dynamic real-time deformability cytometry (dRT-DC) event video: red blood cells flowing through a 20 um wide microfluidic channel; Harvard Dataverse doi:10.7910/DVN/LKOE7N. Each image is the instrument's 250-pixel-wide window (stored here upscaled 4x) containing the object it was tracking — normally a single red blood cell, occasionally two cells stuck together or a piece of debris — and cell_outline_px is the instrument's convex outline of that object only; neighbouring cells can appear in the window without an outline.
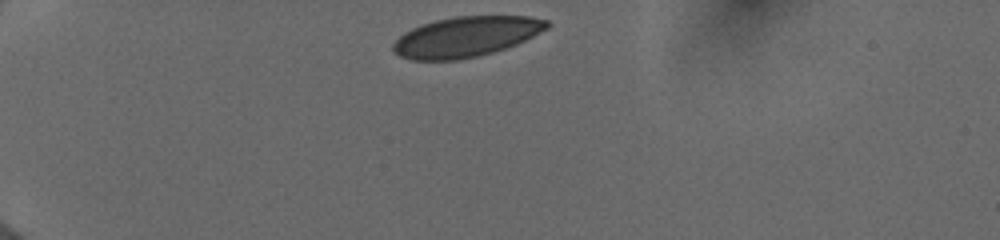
{"species": "human", "species_latin": "Homo sapiens", "temperature_condition": "cold", "stored_images_in_passage": 36, "camera_frame_rate_fps": 3000, "um_per_image_px": 0.085, "donor": {"sex": "female"}, "frame": {"image": 1, "passage_image": 1, "time_ms": 0.0, "image_size_px": [1000, 240], "cell_outline_px": [[552, 24], [548, 28], [516, 44], [492, 52], [476, 56], [456, 60], [412, 60], [400, 56], [392, 48], [392, 44], [404, 32], [412, 28], [436, 20], [456, 16], [528, 16], [548, 20]], "centroid_in_image_um": [39.62, 3.11], "position_along_channel_um": 45.4, "area_um2": 35.78}}
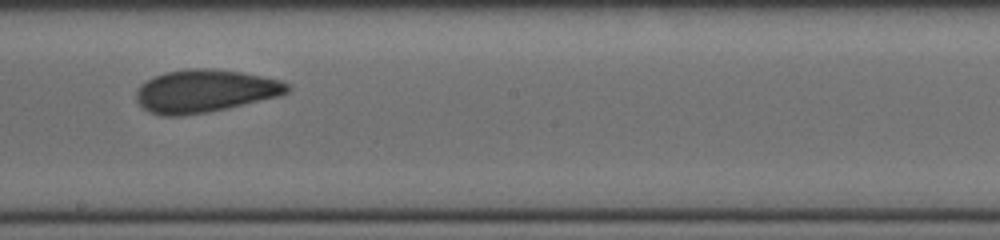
{"frame": {"image": 2, "passage_image": 19, "time_ms": 6.0, "image_size_px": [1000, 240], "cell_outline_px": [[292, 88], [288, 92], [280, 96], [228, 108], [208, 112], [180, 116], [164, 116], [148, 112], [136, 100], [136, 92], [140, 84], [164, 72], [188, 68], [212, 68], [240, 72], [280, 80], [288, 84]], "centroid_in_image_um": [17.42, 7.74], "position_along_channel_um": 230.8, "area_um2": 37.74}}
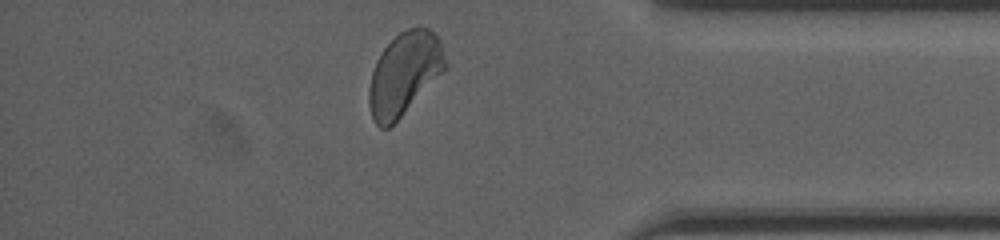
{"frame": {"image": 3, "passage_image": 33, "time_ms": 10.667, "image_size_px": [1000, 240], "cell_outline_px": [[448, 64], [400, 116], [388, 128], [380, 128], [376, 124], [372, 116], [368, 104], [368, 88], [372, 72], [376, 60], [384, 48], [400, 32], [408, 28], [428, 28], [440, 40]], "centroid_in_image_um": [34.32, 6.24], "position_along_channel_um": 400.9, "area_um2": 35.78}, "authors_computed_cell_mechanics": {"area_um2": 37.2232, "velocity_mm_per_s": 3.9714, "shape_relaxation_time_tau1_ms": 3.2192, "shape_relaxation_time_tau2_ms": 1.348, "deformation_change_tau1": 0.1051, "deformation_change_tau2": 0.0546}}